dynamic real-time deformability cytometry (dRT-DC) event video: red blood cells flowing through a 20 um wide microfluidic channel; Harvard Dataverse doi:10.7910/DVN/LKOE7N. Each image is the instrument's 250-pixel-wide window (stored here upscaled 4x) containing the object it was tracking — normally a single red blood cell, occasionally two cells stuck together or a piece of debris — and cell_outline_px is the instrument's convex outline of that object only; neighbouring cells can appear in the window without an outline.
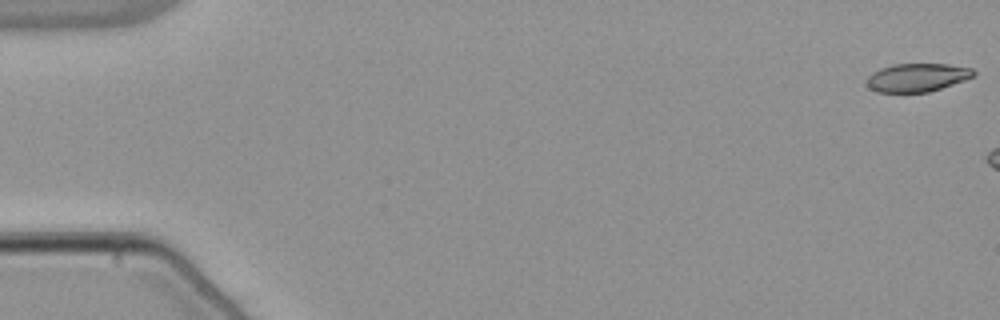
{"species": "common noctule bat (a hibernating species)", "species_latin": "Nyctalus noctula", "temperature_condition": "warm", "stored_images_in_passage": 9, "camera_frame_rate_fps": 3000, "um_per_image_px": 0.085, "animal": {"sex": "male", "body_mass_g": 21.5, "forearm_length_mm": 52.0}, "frame": {"image": 1, "passage_image": 1, "time_ms": 0.0, "image_size_px": [1000, 320], "cell_outline_px": [[976, 76], [928, 92], [876, 92], [868, 88], [868, 76], [872, 72], [880, 68], [892, 64], [948, 64], [972, 68], [976, 72]], "centroid_in_image_um": [77.96, 6.58], "position_along_channel_um": 7.0, "area_um2": 17.63}}